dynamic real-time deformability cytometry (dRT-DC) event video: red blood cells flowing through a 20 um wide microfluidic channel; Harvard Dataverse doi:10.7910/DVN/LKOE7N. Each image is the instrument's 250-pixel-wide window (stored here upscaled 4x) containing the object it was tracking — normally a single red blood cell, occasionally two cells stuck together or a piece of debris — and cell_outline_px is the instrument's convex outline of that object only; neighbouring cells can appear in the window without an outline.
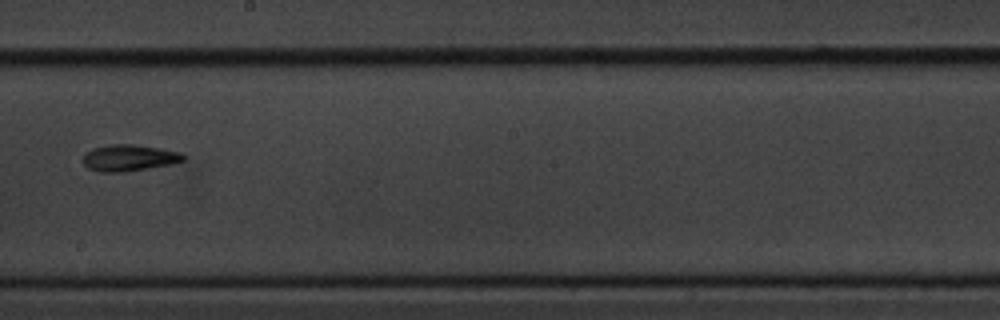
{"species": "common noctule bat (a hibernating species)", "species_latin": "Nyctalus noctula", "temperature_condition": "cold", "stored_images_in_passage": 15, "camera_frame_rate_fps": 3000, "um_per_image_px": 0.085, "animal": {"sex": "male", "body_mass_g": 20.1, "forearm_length_mm": 53.5}, "frame": {"image": 1, "passage_image": 9, "time_ms": 10.333, "image_size_px": [1000, 320], "cell_outline_px": [[188, 156], [184, 160], [172, 164], [124, 172], [100, 172], [88, 168], [84, 164], [84, 156], [92, 148], [108, 144], [132, 144], [160, 148], [180, 152]], "centroid_in_image_um": [11.0, 13.41], "position_along_channel_um": 237.2, "area_um2": 15.49}}
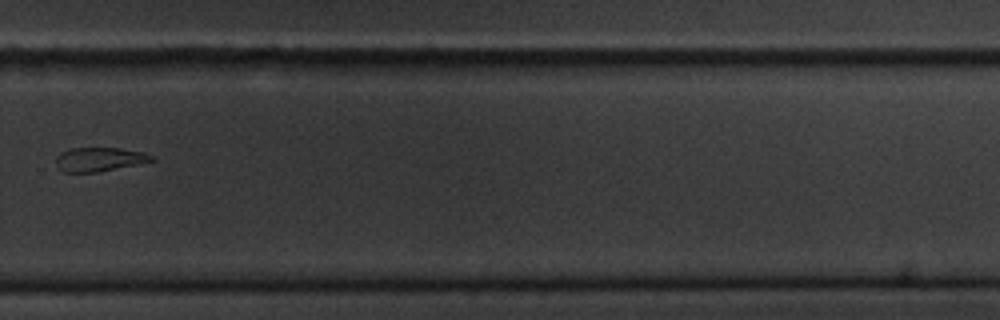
{"frame": {"image": 2, "passage_image": 11, "time_ms": 12.667, "image_size_px": [1000, 320], "cell_outline_px": [[156, 160], [140, 164], [96, 172], [64, 172], [56, 164], [56, 156], [60, 152], [72, 148], [120, 148], [144, 152], [156, 156]], "centroid_in_image_um": [8.5, 13.53], "position_along_channel_um": 321.3, "area_um2": 13.47}}
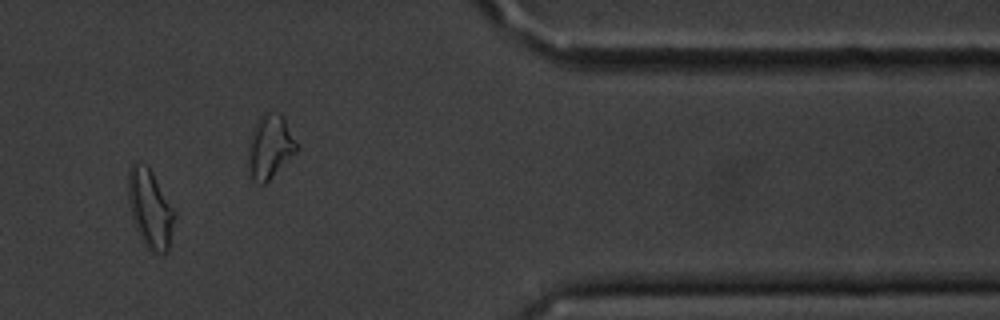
{"frame": {"image": 3, "passage_image": 13, "time_ms": 15.0, "image_size_px": [1000, 320], "cell_outline_px": [[176, 216], [168, 252], [156, 252], [148, 248], [144, 244], [136, 228], [128, 204], [128, 172], [132, 164], [136, 160], [140, 160], [152, 172], [176, 208]], "centroid_in_image_um": [12.79, 17.69], "position_along_channel_um": 398.6, "area_um2": 21.56}}